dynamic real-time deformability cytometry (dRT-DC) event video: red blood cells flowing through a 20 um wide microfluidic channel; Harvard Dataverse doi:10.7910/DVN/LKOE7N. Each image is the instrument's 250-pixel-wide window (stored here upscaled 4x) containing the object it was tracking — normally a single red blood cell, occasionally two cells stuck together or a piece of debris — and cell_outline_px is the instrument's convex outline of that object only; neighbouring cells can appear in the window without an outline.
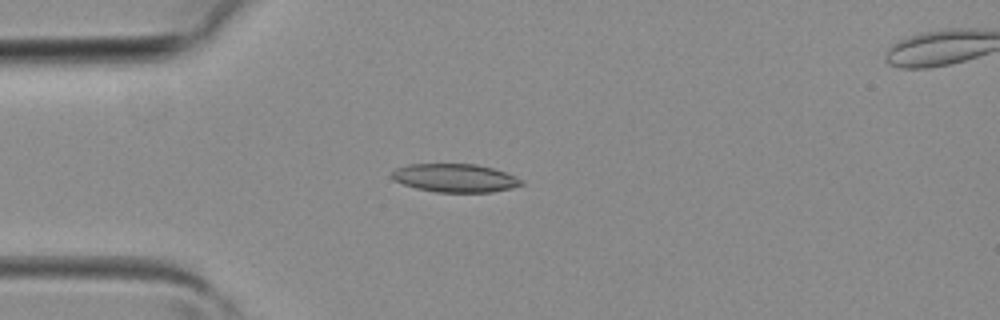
{"species": "common noctule bat (a hibernating species)", "species_latin": "Nyctalus noctula", "temperature_condition": "room temperature", "stored_images_in_passage": 4, "camera_frame_rate_fps": 3000, "um_per_image_px": 0.085, "animal": {"sex": "female", "body_mass_g": 19.3, "forearm_length_mm": 54.1}, "frame": {"image": 1, "passage_image": 2, "time_ms": 0.333, "image_size_px": [1000, 320], "cell_outline_px": [[524, 184], [512, 188], [492, 192], [436, 192], [416, 188], [404, 184], [396, 180], [392, 176], [392, 172], [396, 168], [408, 164], [476, 164], [492, 168], [504, 172], [524, 180]], "centroid_in_image_um": [38.71, 15.13], "position_along_channel_um": 46.3, "area_um2": 21.27}}